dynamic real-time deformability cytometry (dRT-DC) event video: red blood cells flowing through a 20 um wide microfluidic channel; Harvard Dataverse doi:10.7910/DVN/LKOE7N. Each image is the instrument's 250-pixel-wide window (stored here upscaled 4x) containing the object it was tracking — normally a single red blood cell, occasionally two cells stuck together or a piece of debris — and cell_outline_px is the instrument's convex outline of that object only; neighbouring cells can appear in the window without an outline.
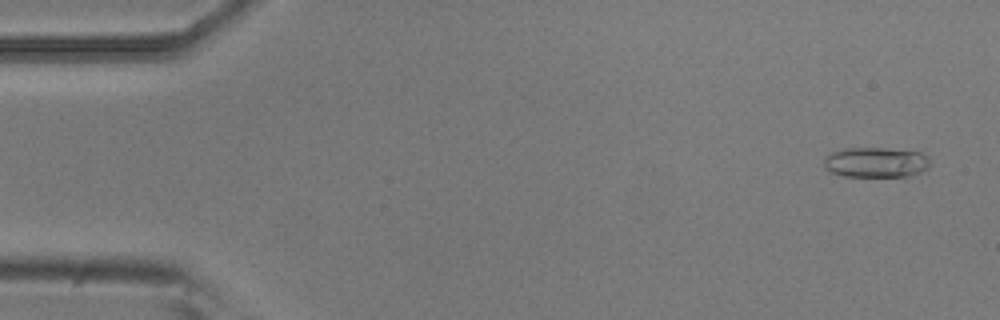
{"species": "common noctule bat (a hibernating species)", "species_latin": "Nyctalus noctula", "temperature_condition": "room temperature", "stored_images_in_passage": 4, "camera_frame_rate_fps": 3000, "um_per_image_px": 0.085, "animal": {"sex": "male", "body_mass_g": 20.5, "forearm_length_mm": 52.5}, "frame": {"image": 1, "passage_image": 1, "time_ms": 0.0, "image_size_px": [1000, 320], "cell_outline_px": [[928, 168], [920, 172], [908, 176], [844, 176], [832, 172], [824, 164], [824, 160], [832, 152], [848, 148], [884, 148], [920, 152], [928, 156]], "centroid_in_image_um": [74.48, 13.79], "position_along_channel_um": 10.5, "area_um2": 18.32}}
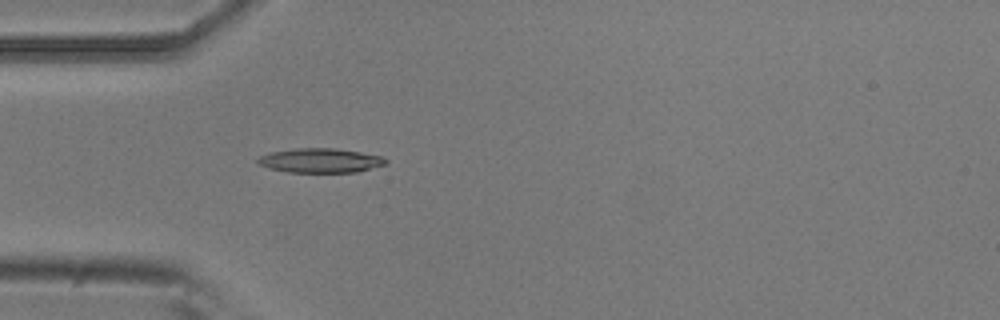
{"frame": {"image": 2, "passage_image": 4, "time_ms": 1.0, "image_size_px": [1000, 320], "cell_outline_px": [[388, 164], [356, 172], [288, 172], [272, 168], [260, 164], [256, 160], [260, 156], [272, 152], [296, 148], [336, 148], [384, 156], [388, 160]], "centroid_in_image_um": [27.31, 13.64], "position_along_channel_um": 57.7, "area_um2": 18.09}}